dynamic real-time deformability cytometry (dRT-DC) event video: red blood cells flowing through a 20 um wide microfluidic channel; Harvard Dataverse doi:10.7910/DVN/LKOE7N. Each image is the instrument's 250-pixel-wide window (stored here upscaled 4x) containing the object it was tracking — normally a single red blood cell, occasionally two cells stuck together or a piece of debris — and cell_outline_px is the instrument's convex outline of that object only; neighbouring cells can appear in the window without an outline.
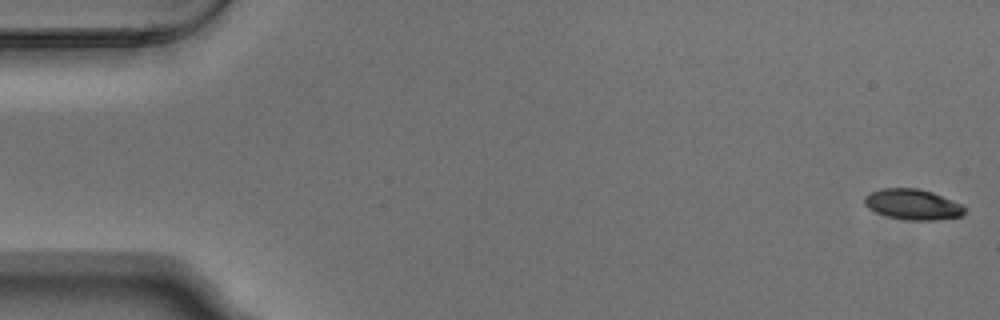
{"species": "Egyptian fruit bat (a non-hibernating species)", "species_latin": "Rousettus aegyptiacus", "temperature_condition": "warm", "stored_images_in_passage": 6, "segment_of_instrument_passage": [1, 2], "camera_frame_rate_fps": 3000, "um_per_image_px": 0.085, "animal": {"sex": "male"}, "frame": {"image": 1, "passage_image": 1, "time_ms": 0.0, "image_size_px": [1000, 320], "cell_outline_px": [[968, 208], [960, 216], [932, 220], [912, 220], [888, 216], [876, 212], [868, 208], [864, 204], [864, 196], [872, 192], [884, 188], [916, 188], [932, 192], [964, 204]], "centroid_in_image_um": [77.61, 17.36], "position_along_channel_um": 7.4, "area_um2": 17.74}}